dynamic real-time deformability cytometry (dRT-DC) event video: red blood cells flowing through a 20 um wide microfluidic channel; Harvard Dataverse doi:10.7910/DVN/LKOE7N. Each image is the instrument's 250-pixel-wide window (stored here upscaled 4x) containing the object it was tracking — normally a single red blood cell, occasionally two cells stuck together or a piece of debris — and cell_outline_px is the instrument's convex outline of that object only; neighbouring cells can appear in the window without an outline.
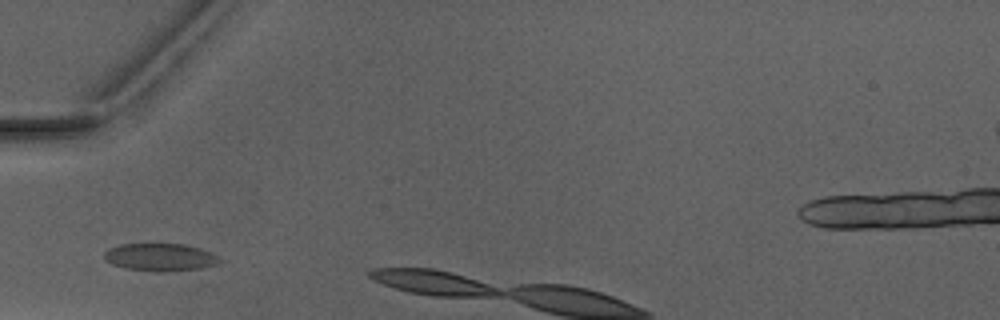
{"species": "Egyptian fruit bat (a non-hibernating species)", "species_latin": "Rousettus aegyptiacus", "temperature_condition": "warm", "stored_images_in_passage": 3, "camera_frame_rate_fps": 3000, "um_per_image_px": 0.085, "animal": {"sex": "male"}, "frame": {"image": 1, "passage_image": 2, "time_ms": 1.333, "image_size_px": [1000, 320], "cell_outline_px": [[224, 260], [216, 264], [200, 268], [164, 272], [124, 268], [112, 264], [104, 256], [104, 252], [108, 248], [120, 244], [184, 244], [200, 248]], "centroid_in_image_um": [13.6, 21.86], "position_along_channel_um": 71.4, "area_um2": 18.38}}